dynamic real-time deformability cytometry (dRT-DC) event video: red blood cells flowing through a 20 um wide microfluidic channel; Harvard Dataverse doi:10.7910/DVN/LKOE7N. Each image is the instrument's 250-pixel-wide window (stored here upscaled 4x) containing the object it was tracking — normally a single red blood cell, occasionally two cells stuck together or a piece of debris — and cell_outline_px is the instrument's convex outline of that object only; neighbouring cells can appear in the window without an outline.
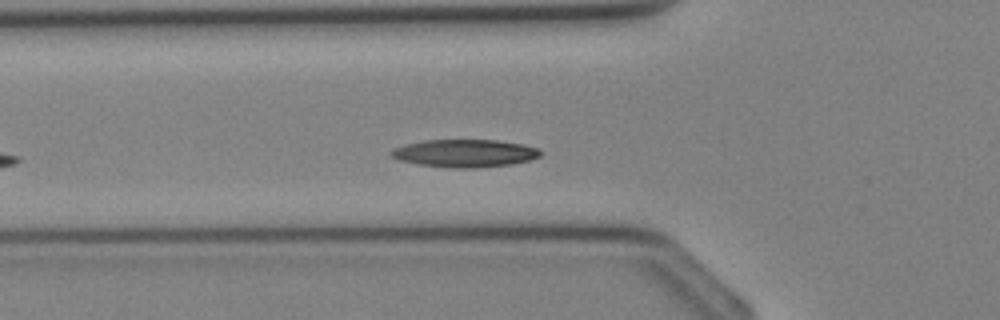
{"species": "Egyptian fruit bat (a non-hibernating species)", "species_latin": "Rousettus aegyptiacus", "temperature_condition": "cold", "stored_images_in_passage": 27, "camera_frame_rate_fps": 3000, "um_per_image_px": 0.085, "animal": {"sex": "female"}, "frame": {"image": 1, "passage_image": 5, "time_ms": 1.333, "image_size_px": [1000, 320], "cell_outline_px": [[540, 156], [528, 160], [508, 164], [476, 168], [456, 168], [420, 164], [400, 160], [392, 156], [388, 152], [392, 148], [404, 144], [424, 140], [496, 140], [524, 144], [536, 148], [540, 152]], "centroid_in_image_um": [39.46, 13.01], "position_along_channel_um": 86.3, "area_um2": 23.87}}
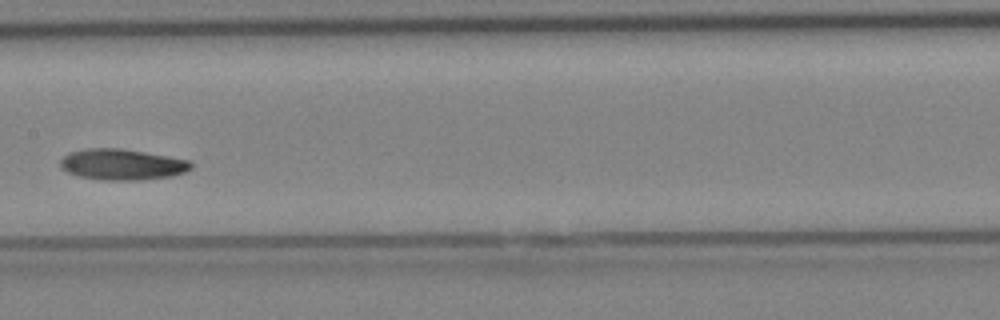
{"frame": {"image": 2, "passage_image": 11, "time_ms": 3.333, "image_size_px": [1000, 320], "cell_outline_px": [[192, 168], [184, 172], [172, 176], [144, 180], [100, 180], [80, 176], [68, 172], [60, 168], [60, 160], [68, 152], [84, 148], [120, 148], [168, 156], [188, 160], [192, 164]], "centroid_in_image_um": [10.35, 13.98], "position_along_channel_um": 197.1, "area_um2": 23.7}}
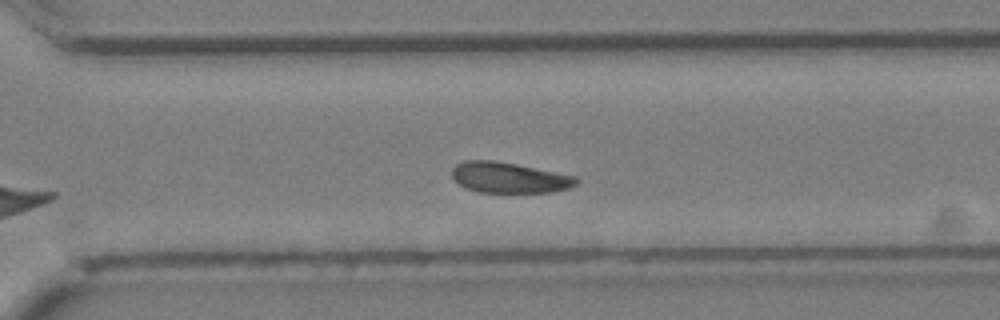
{"frame": {"image": 3, "passage_image": 18, "time_ms": 5.667, "image_size_px": [1000, 320], "cell_outline_px": [[580, 180], [576, 184], [568, 188], [552, 192], [480, 192], [468, 188], [460, 184], [452, 176], [452, 168], [456, 164], [464, 160], [492, 160], [516, 164], [576, 176]], "centroid_in_image_um": [43.29, 15.09], "position_along_channel_um": 327.3, "area_um2": 22.02}}